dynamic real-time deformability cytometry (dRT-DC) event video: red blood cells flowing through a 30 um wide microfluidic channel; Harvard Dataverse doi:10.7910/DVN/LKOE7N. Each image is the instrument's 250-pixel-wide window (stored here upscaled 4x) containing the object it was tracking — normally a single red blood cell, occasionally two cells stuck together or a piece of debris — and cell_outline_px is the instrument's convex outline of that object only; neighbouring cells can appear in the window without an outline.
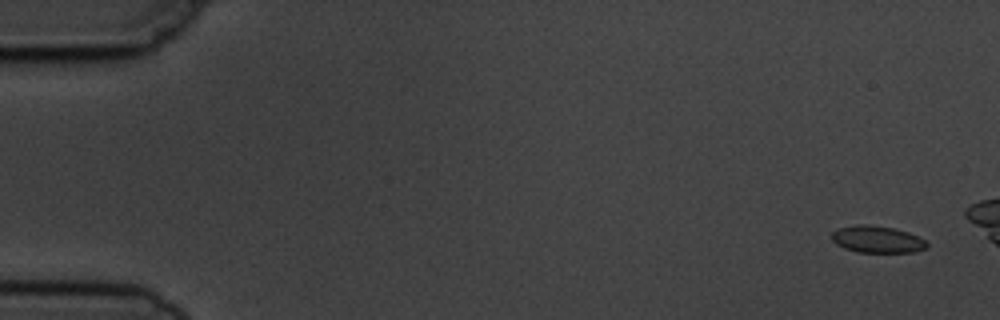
{"species": "common noctule bat (a hibernating species)", "species_latin": "Nyctalus noctula", "temperature_condition": "cold", "stored_images_in_passage": 5, "camera_frame_rate_fps": 3000, "um_per_image_px": 0.085, "animal": {"sex": "male", "body_mass_g": 19.5, "forearm_length_mm": 54.6}, "frame": {"image": 1, "passage_image": 1, "time_ms": 0.0, "image_size_px": [1000, 320], "cell_outline_px": [[928, 248], [912, 252], [856, 252], [844, 248], [836, 244], [832, 240], [832, 232], [836, 228], [856, 224], [864, 224], [892, 228], [908, 232], [924, 240], [928, 244]], "centroid_in_image_um": [74.52, 20.34], "position_along_channel_um": 10.5, "area_um2": 14.91}}
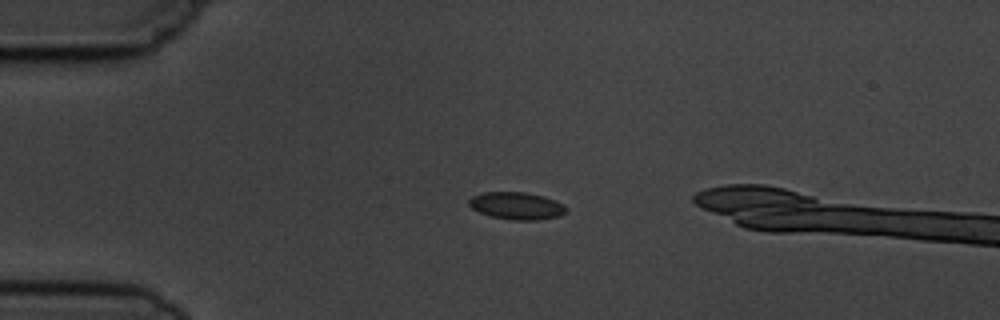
{"frame": {"image": 2, "passage_image": 4, "time_ms": 3.667, "image_size_px": [1000, 320], "cell_outline_px": [[568, 208], [560, 216], [536, 220], [512, 220], [492, 216], [480, 212], [472, 208], [468, 204], [468, 200], [472, 196], [484, 192], [524, 192], [544, 196], [564, 204]], "centroid_in_image_um": [43.92, 17.49], "position_along_channel_um": 41.1, "area_um2": 15.43}}